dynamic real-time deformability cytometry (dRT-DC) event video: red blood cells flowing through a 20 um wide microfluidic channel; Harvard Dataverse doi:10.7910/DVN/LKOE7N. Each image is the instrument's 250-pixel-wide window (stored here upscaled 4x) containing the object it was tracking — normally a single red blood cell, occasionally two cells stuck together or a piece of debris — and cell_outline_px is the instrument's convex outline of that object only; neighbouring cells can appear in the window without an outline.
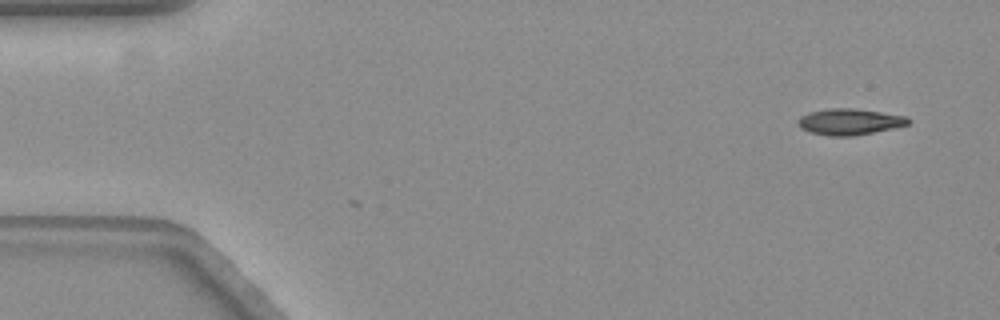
{"species": "common noctule bat (a hibernating species)", "species_latin": "Nyctalus noctula", "temperature_condition": "warm", "stored_images_in_passage": 3, "camera_frame_rate_fps": 3000, "um_per_image_px": 0.085, "animal": {"sex": "female", "body_mass_g": 19.3, "forearm_length_mm": 54.1}, "frame": {"image": 1, "passage_image": 3, "time_ms": 0.667, "image_size_px": [1000, 320], "cell_outline_px": [[908, 124], [892, 128], [852, 136], [832, 136], [812, 132], [804, 128], [800, 124], [800, 116], [808, 112], [828, 108], [856, 108], [908, 116]], "centroid_in_image_um": [72.24, 10.32], "position_along_channel_um": 12.8, "area_um2": 16.47}}